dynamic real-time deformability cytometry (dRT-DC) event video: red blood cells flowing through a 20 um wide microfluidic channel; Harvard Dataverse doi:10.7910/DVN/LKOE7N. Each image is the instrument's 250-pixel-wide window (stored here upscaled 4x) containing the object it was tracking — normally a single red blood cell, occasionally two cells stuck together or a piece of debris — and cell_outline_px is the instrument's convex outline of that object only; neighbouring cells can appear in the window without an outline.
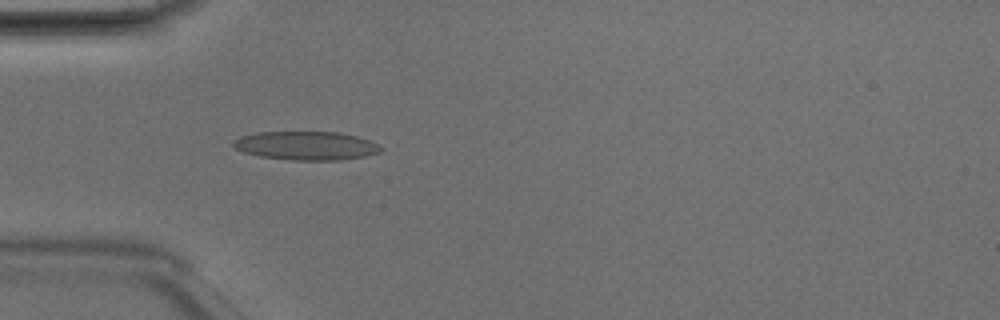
{"species": "Egyptian fruit bat (a non-hibernating species)", "species_latin": "Rousettus aegyptiacus", "temperature_condition": "room temperature", "stored_images_in_passage": 3, "camera_frame_rate_fps": 3000, "um_per_image_px": 0.085, "animal": {"sex": "male"}, "frame": {"image": 1, "passage_image": 3, "time_ms": 0.667, "image_size_px": [1000, 320], "cell_outline_px": [[384, 148], [380, 152], [364, 156], [340, 160], [292, 160], [260, 156], [244, 152], [236, 148], [232, 144], [232, 140], [240, 136], [260, 132], [340, 132], [356, 136], [368, 140]], "centroid_in_image_um": [26.01, 12.38], "position_along_channel_um": 59.0, "area_um2": 24.51}}